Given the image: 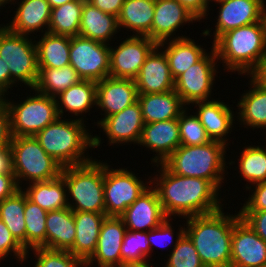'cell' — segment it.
<instances>
[{
    "label": "cell",
    "instance_id": "cell-17",
    "mask_svg": "<svg viewBox=\"0 0 266 267\" xmlns=\"http://www.w3.org/2000/svg\"><path fill=\"white\" fill-rule=\"evenodd\" d=\"M126 231L120 217H106L101 225L96 250L85 262V267H91L96 260L98 267H121V245Z\"/></svg>",
    "mask_w": 266,
    "mask_h": 267
},
{
    "label": "cell",
    "instance_id": "cell-19",
    "mask_svg": "<svg viewBox=\"0 0 266 267\" xmlns=\"http://www.w3.org/2000/svg\"><path fill=\"white\" fill-rule=\"evenodd\" d=\"M197 19L177 0H155L154 18L151 27V40L164 47L177 29ZM171 36V37H170ZM169 37V39H168Z\"/></svg>",
    "mask_w": 266,
    "mask_h": 267
},
{
    "label": "cell",
    "instance_id": "cell-2",
    "mask_svg": "<svg viewBox=\"0 0 266 267\" xmlns=\"http://www.w3.org/2000/svg\"><path fill=\"white\" fill-rule=\"evenodd\" d=\"M240 213L225 215L223 210L188 217L185 233L189 236L205 267L231 266V239Z\"/></svg>",
    "mask_w": 266,
    "mask_h": 267
},
{
    "label": "cell",
    "instance_id": "cell-4",
    "mask_svg": "<svg viewBox=\"0 0 266 267\" xmlns=\"http://www.w3.org/2000/svg\"><path fill=\"white\" fill-rule=\"evenodd\" d=\"M212 47L217 59L232 72L247 75L266 56V21L229 30L222 34Z\"/></svg>",
    "mask_w": 266,
    "mask_h": 267
},
{
    "label": "cell",
    "instance_id": "cell-23",
    "mask_svg": "<svg viewBox=\"0 0 266 267\" xmlns=\"http://www.w3.org/2000/svg\"><path fill=\"white\" fill-rule=\"evenodd\" d=\"M105 213L74 211L76 236L69 252L86 262L95 252Z\"/></svg>",
    "mask_w": 266,
    "mask_h": 267
},
{
    "label": "cell",
    "instance_id": "cell-48",
    "mask_svg": "<svg viewBox=\"0 0 266 267\" xmlns=\"http://www.w3.org/2000/svg\"><path fill=\"white\" fill-rule=\"evenodd\" d=\"M5 96L0 97V148L9 147L11 143L10 115Z\"/></svg>",
    "mask_w": 266,
    "mask_h": 267
},
{
    "label": "cell",
    "instance_id": "cell-47",
    "mask_svg": "<svg viewBox=\"0 0 266 267\" xmlns=\"http://www.w3.org/2000/svg\"><path fill=\"white\" fill-rule=\"evenodd\" d=\"M266 210V181L256 184L255 191L248 198L240 211Z\"/></svg>",
    "mask_w": 266,
    "mask_h": 267
},
{
    "label": "cell",
    "instance_id": "cell-6",
    "mask_svg": "<svg viewBox=\"0 0 266 267\" xmlns=\"http://www.w3.org/2000/svg\"><path fill=\"white\" fill-rule=\"evenodd\" d=\"M61 175L67 187V197L71 195L70 198L75 201L68 203L72 211L105 213L104 162L92 160L82 165L63 167Z\"/></svg>",
    "mask_w": 266,
    "mask_h": 267
},
{
    "label": "cell",
    "instance_id": "cell-36",
    "mask_svg": "<svg viewBox=\"0 0 266 267\" xmlns=\"http://www.w3.org/2000/svg\"><path fill=\"white\" fill-rule=\"evenodd\" d=\"M84 1L74 0L52 8L48 33L69 37L79 35Z\"/></svg>",
    "mask_w": 266,
    "mask_h": 267
},
{
    "label": "cell",
    "instance_id": "cell-34",
    "mask_svg": "<svg viewBox=\"0 0 266 267\" xmlns=\"http://www.w3.org/2000/svg\"><path fill=\"white\" fill-rule=\"evenodd\" d=\"M251 90L241 96L237 107L239 108L238 119L243 125L253 129H266V89L257 85L252 79Z\"/></svg>",
    "mask_w": 266,
    "mask_h": 267
},
{
    "label": "cell",
    "instance_id": "cell-11",
    "mask_svg": "<svg viewBox=\"0 0 266 267\" xmlns=\"http://www.w3.org/2000/svg\"><path fill=\"white\" fill-rule=\"evenodd\" d=\"M110 44L80 35L70 37V65L82 80L99 82L110 73Z\"/></svg>",
    "mask_w": 266,
    "mask_h": 267
},
{
    "label": "cell",
    "instance_id": "cell-28",
    "mask_svg": "<svg viewBox=\"0 0 266 267\" xmlns=\"http://www.w3.org/2000/svg\"><path fill=\"white\" fill-rule=\"evenodd\" d=\"M117 29H119L117 17L101 11L87 0L84 1L80 20V36L109 44L107 42L118 32Z\"/></svg>",
    "mask_w": 266,
    "mask_h": 267
},
{
    "label": "cell",
    "instance_id": "cell-42",
    "mask_svg": "<svg viewBox=\"0 0 266 267\" xmlns=\"http://www.w3.org/2000/svg\"><path fill=\"white\" fill-rule=\"evenodd\" d=\"M187 115L185 109L178 118L181 145L197 146L211 142L198 116Z\"/></svg>",
    "mask_w": 266,
    "mask_h": 267
},
{
    "label": "cell",
    "instance_id": "cell-51",
    "mask_svg": "<svg viewBox=\"0 0 266 267\" xmlns=\"http://www.w3.org/2000/svg\"><path fill=\"white\" fill-rule=\"evenodd\" d=\"M105 13L118 17L125 0H87Z\"/></svg>",
    "mask_w": 266,
    "mask_h": 267
},
{
    "label": "cell",
    "instance_id": "cell-8",
    "mask_svg": "<svg viewBox=\"0 0 266 267\" xmlns=\"http://www.w3.org/2000/svg\"><path fill=\"white\" fill-rule=\"evenodd\" d=\"M28 37V38H27ZM36 41L0 25V57L8 64L10 86L18 81L34 88L38 78Z\"/></svg>",
    "mask_w": 266,
    "mask_h": 267
},
{
    "label": "cell",
    "instance_id": "cell-55",
    "mask_svg": "<svg viewBox=\"0 0 266 267\" xmlns=\"http://www.w3.org/2000/svg\"><path fill=\"white\" fill-rule=\"evenodd\" d=\"M51 8H56L74 0H47Z\"/></svg>",
    "mask_w": 266,
    "mask_h": 267
},
{
    "label": "cell",
    "instance_id": "cell-30",
    "mask_svg": "<svg viewBox=\"0 0 266 267\" xmlns=\"http://www.w3.org/2000/svg\"><path fill=\"white\" fill-rule=\"evenodd\" d=\"M155 0H125L117 17L119 28H129L135 36L151 39Z\"/></svg>",
    "mask_w": 266,
    "mask_h": 267
},
{
    "label": "cell",
    "instance_id": "cell-3",
    "mask_svg": "<svg viewBox=\"0 0 266 267\" xmlns=\"http://www.w3.org/2000/svg\"><path fill=\"white\" fill-rule=\"evenodd\" d=\"M62 118L58 117L39 131L34 136L36 140L45 152L62 167L82 165L92 161V158L85 157L84 153L88 147L100 146L101 138L92 137L89 134L82 117L76 120L67 119V121Z\"/></svg>",
    "mask_w": 266,
    "mask_h": 267
},
{
    "label": "cell",
    "instance_id": "cell-49",
    "mask_svg": "<svg viewBox=\"0 0 266 267\" xmlns=\"http://www.w3.org/2000/svg\"><path fill=\"white\" fill-rule=\"evenodd\" d=\"M180 4H182L188 12L193 15L197 21L200 19H205L207 12H209V1L208 0H177ZM208 10V11H207Z\"/></svg>",
    "mask_w": 266,
    "mask_h": 267
},
{
    "label": "cell",
    "instance_id": "cell-1",
    "mask_svg": "<svg viewBox=\"0 0 266 267\" xmlns=\"http://www.w3.org/2000/svg\"><path fill=\"white\" fill-rule=\"evenodd\" d=\"M159 165L161 169L159 177H153V180L150 179L147 183H150L148 184L150 186L153 184L167 218L181 215L187 219L222 209L220 199H218L219 190L210 181L176 175L163 163Z\"/></svg>",
    "mask_w": 266,
    "mask_h": 267
},
{
    "label": "cell",
    "instance_id": "cell-56",
    "mask_svg": "<svg viewBox=\"0 0 266 267\" xmlns=\"http://www.w3.org/2000/svg\"><path fill=\"white\" fill-rule=\"evenodd\" d=\"M121 267H152V266L149 265L147 261H145L140 263H127L123 264Z\"/></svg>",
    "mask_w": 266,
    "mask_h": 267
},
{
    "label": "cell",
    "instance_id": "cell-41",
    "mask_svg": "<svg viewBox=\"0 0 266 267\" xmlns=\"http://www.w3.org/2000/svg\"><path fill=\"white\" fill-rule=\"evenodd\" d=\"M150 245L147 241V231L127 230L121 245V266L127 263L148 261Z\"/></svg>",
    "mask_w": 266,
    "mask_h": 267
},
{
    "label": "cell",
    "instance_id": "cell-38",
    "mask_svg": "<svg viewBox=\"0 0 266 267\" xmlns=\"http://www.w3.org/2000/svg\"><path fill=\"white\" fill-rule=\"evenodd\" d=\"M47 211L30 201L25 194L24 219L26 225V251L36 247L46 248Z\"/></svg>",
    "mask_w": 266,
    "mask_h": 267
},
{
    "label": "cell",
    "instance_id": "cell-22",
    "mask_svg": "<svg viewBox=\"0 0 266 267\" xmlns=\"http://www.w3.org/2000/svg\"><path fill=\"white\" fill-rule=\"evenodd\" d=\"M156 46L147 56L135 79L138 94L166 93L174 90L167 57Z\"/></svg>",
    "mask_w": 266,
    "mask_h": 267
},
{
    "label": "cell",
    "instance_id": "cell-29",
    "mask_svg": "<svg viewBox=\"0 0 266 267\" xmlns=\"http://www.w3.org/2000/svg\"><path fill=\"white\" fill-rule=\"evenodd\" d=\"M168 41L167 45H169L165 46L163 52L167 57L170 73L174 80L207 54L200 45H196L194 40L186 36L174 37Z\"/></svg>",
    "mask_w": 266,
    "mask_h": 267
},
{
    "label": "cell",
    "instance_id": "cell-32",
    "mask_svg": "<svg viewBox=\"0 0 266 267\" xmlns=\"http://www.w3.org/2000/svg\"><path fill=\"white\" fill-rule=\"evenodd\" d=\"M96 95L97 82L81 80L70 86L56 96L58 100L60 99L56 101L59 117L63 116L64 109L72 114L74 113L76 116L90 111L89 109L96 105Z\"/></svg>",
    "mask_w": 266,
    "mask_h": 267
},
{
    "label": "cell",
    "instance_id": "cell-25",
    "mask_svg": "<svg viewBox=\"0 0 266 267\" xmlns=\"http://www.w3.org/2000/svg\"><path fill=\"white\" fill-rule=\"evenodd\" d=\"M137 101L145 124L177 119L186 109L175 90L166 93L138 94Z\"/></svg>",
    "mask_w": 266,
    "mask_h": 267
},
{
    "label": "cell",
    "instance_id": "cell-58",
    "mask_svg": "<svg viewBox=\"0 0 266 267\" xmlns=\"http://www.w3.org/2000/svg\"><path fill=\"white\" fill-rule=\"evenodd\" d=\"M264 18H265V21H266V7L264 8Z\"/></svg>",
    "mask_w": 266,
    "mask_h": 267
},
{
    "label": "cell",
    "instance_id": "cell-9",
    "mask_svg": "<svg viewBox=\"0 0 266 267\" xmlns=\"http://www.w3.org/2000/svg\"><path fill=\"white\" fill-rule=\"evenodd\" d=\"M35 94L37 96L26 97L27 99L20 104L5 99L10 115L12 137L35 136L59 117L57 98L38 91H35Z\"/></svg>",
    "mask_w": 266,
    "mask_h": 267
},
{
    "label": "cell",
    "instance_id": "cell-44",
    "mask_svg": "<svg viewBox=\"0 0 266 267\" xmlns=\"http://www.w3.org/2000/svg\"><path fill=\"white\" fill-rule=\"evenodd\" d=\"M11 252L16 258L23 262L27 256V251L11 234L10 230L0 219V261L6 258Z\"/></svg>",
    "mask_w": 266,
    "mask_h": 267
},
{
    "label": "cell",
    "instance_id": "cell-18",
    "mask_svg": "<svg viewBox=\"0 0 266 267\" xmlns=\"http://www.w3.org/2000/svg\"><path fill=\"white\" fill-rule=\"evenodd\" d=\"M127 230L144 232L157 228L167 217L153 186L144 191L120 216Z\"/></svg>",
    "mask_w": 266,
    "mask_h": 267
},
{
    "label": "cell",
    "instance_id": "cell-52",
    "mask_svg": "<svg viewBox=\"0 0 266 267\" xmlns=\"http://www.w3.org/2000/svg\"><path fill=\"white\" fill-rule=\"evenodd\" d=\"M248 75L257 85L266 89V56Z\"/></svg>",
    "mask_w": 266,
    "mask_h": 267
},
{
    "label": "cell",
    "instance_id": "cell-46",
    "mask_svg": "<svg viewBox=\"0 0 266 267\" xmlns=\"http://www.w3.org/2000/svg\"><path fill=\"white\" fill-rule=\"evenodd\" d=\"M241 218L266 242V210L239 211Z\"/></svg>",
    "mask_w": 266,
    "mask_h": 267
},
{
    "label": "cell",
    "instance_id": "cell-15",
    "mask_svg": "<svg viewBox=\"0 0 266 267\" xmlns=\"http://www.w3.org/2000/svg\"><path fill=\"white\" fill-rule=\"evenodd\" d=\"M219 15L213 43L225 32L259 22L264 18V0H215Z\"/></svg>",
    "mask_w": 266,
    "mask_h": 267
},
{
    "label": "cell",
    "instance_id": "cell-5",
    "mask_svg": "<svg viewBox=\"0 0 266 267\" xmlns=\"http://www.w3.org/2000/svg\"><path fill=\"white\" fill-rule=\"evenodd\" d=\"M226 147L217 141L197 146L180 145L163 164L176 175L203 178L219 190L225 174Z\"/></svg>",
    "mask_w": 266,
    "mask_h": 267
},
{
    "label": "cell",
    "instance_id": "cell-57",
    "mask_svg": "<svg viewBox=\"0 0 266 267\" xmlns=\"http://www.w3.org/2000/svg\"><path fill=\"white\" fill-rule=\"evenodd\" d=\"M12 1H15V0H0V8L1 6L3 7V5L5 6V4L12 2Z\"/></svg>",
    "mask_w": 266,
    "mask_h": 267
},
{
    "label": "cell",
    "instance_id": "cell-53",
    "mask_svg": "<svg viewBox=\"0 0 266 267\" xmlns=\"http://www.w3.org/2000/svg\"><path fill=\"white\" fill-rule=\"evenodd\" d=\"M1 173L14 174L10 146L0 148V174Z\"/></svg>",
    "mask_w": 266,
    "mask_h": 267
},
{
    "label": "cell",
    "instance_id": "cell-7",
    "mask_svg": "<svg viewBox=\"0 0 266 267\" xmlns=\"http://www.w3.org/2000/svg\"><path fill=\"white\" fill-rule=\"evenodd\" d=\"M10 149L13 172L20 189L22 178L33 183L52 180L61 174L63 167L45 152L34 136L12 137Z\"/></svg>",
    "mask_w": 266,
    "mask_h": 267
},
{
    "label": "cell",
    "instance_id": "cell-39",
    "mask_svg": "<svg viewBox=\"0 0 266 267\" xmlns=\"http://www.w3.org/2000/svg\"><path fill=\"white\" fill-rule=\"evenodd\" d=\"M238 160V169L245 181L253 185L266 181V149L260 146L245 147Z\"/></svg>",
    "mask_w": 266,
    "mask_h": 267
},
{
    "label": "cell",
    "instance_id": "cell-37",
    "mask_svg": "<svg viewBox=\"0 0 266 267\" xmlns=\"http://www.w3.org/2000/svg\"><path fill=\"white\" fill-rule=\"evenodd\" d=\"M25 193L22 188L0 202V219L26 250V225L24 219Z\"/></svg>",
    "mask_w": 266,
    "mask_h": 267
},
{
    "label": "cell",
    "instance_id": "cell-20",
    "mask_svg": "<svg viewBox=\"0 0 266 267\" xmlns=\"http://www.w3.org/2000/svg\"><path fill=\"white\" fill-rule=\"evenodd\" d=\"M138 144L158 153L152 162L159 167L181 145L178 118L144 124Z\"/></svg>",
    "mask_w": 266,
    "mask_h": 267
},
{
    "label": "cell",
    "instance_id": "cell-45",
    "mask_svg": "<svg viewBox=\"0 0 266 267\" xmlns=\"http://www.w3.org/2000/svg\"><path fill=\"white\" fill-rule=\"evenodd\" d=\"M169 221H170L169 218L168 219L166 218L157 228H154V229L147 232V241L149 242L150 250L153 251V249H152L153 244L154 245L157 244L158 246L161 247L165 243H166V245H168L170 242L172 243V241H173L172 238H173L174 233H173V230L171 227L172 225H171V223H169ZM162 238H164V240L166 239L167 242L164 243ZM160 239L162 241H160ZM160 242H163V244Z\"/></svg>",
    "mask_w": 266,
    "mask_h": 267
},
{
    "label": "cell",
    "instance_id": "cell-43",
    "mask_svg": "<svg viewBox=\"0 0 266 267\" xmlns=\"http://www.w3.org/2000/svg\"><path fill=\"white\" fill-rule=\"evenodd\" d=\"M37 259L34 267H85V262L69 251L51 250L42 247L31 249ZM38 256V257H37Z\"/></svg>",
    "mask_w": 266,
    "mask_h": 267
},
{
    "label": "cell",
    "instance_id": "cell-27",
    "mask_svg": "<svg viewBox=\"0 0 266 267\" xmlns=\"http://www.w3.org/2000/svg\"><path fill=\"white\" fill-rule=\"evenodd\" d=\"M74 211L69 207L49 211L46 215V248L69 251L74 244Z\"/></svg>",
    "mask_w": 266,
    "mask_h": 267
},
{
    "label": "cell",
    "instance_id": "cell-14",
    "mask_svg": "<svg viewBox=\"0 0 266 267\" xmlns=\"http://www.w3.org/2000/svg\"><path fill=\"white\" fill-rule=\"evenodd\" d=\"M266 266V242L240 218L233 226L230 267Z\"/></svg>",
    "mask_w": 266,
    "mask_h": 267
},
{
    "label": "cell",
    "instance_id": "cell-40",
    "mask_svg": "<svg viewBox=\"0 0 266 267\" xmlns=\"http://www.w3.org/2000/svg\"><path fill=\"white\" fill-rule=\"evenodd\" d=\"M178 236V237H177ZM165 267H205L189 236L181 227Z\"/></svg>",
    "mask_w": 266,
    "mask_h": 267
},
{
    "label": "cell",
    "instance_id": "cell-26",
    "mask_svg": "<svg viewBox=\"0 0 266 267\" xmlns=\"http://www.w3.org/2000/svg\"><path fill=\"white\" fill-rule=\"evenodd\" d=\"M18 6L11 23L6 25L10 31L28 36L46 27L48 33L52 8L47 0H22Z\"/></svg>",
    "mask_w": 266,
    "mask_h": 267
},
{
    "label": "cell",
    "instance_id": "cell-21",
    "mask_svg": "<svg viewBox=\"0 0 266 267\" xmlns=\"http://www.w3.org/2000/svg\"><path fill=\"white\" fill-rule=\"evenodd\" d=\"M138 92L133 79L106 77L97 82L96 105L105 117L116 114L137 101Z\"/></svg>",
    "mask_w": 266,
    "mask_h": 267
},
{
    "label": "cell",
    "instance_id": "cell-13",
    "mask_svg": "<svg viewBox=\"0 0 266 267\" xmlns=\"http://www.w3.org/2000/svg\"><path fill=\"white\" fill-rule=\"evenodd\" d=\"M157 44L134 34L114 49L110 47V77L135 80L147 56Z\"/></svg>",
    "mask_w": 266,
    "mask_h": 267
},
{
    "label": "cell",
    "instance_id": "cell-10",
    "mask_svg": "<svg viewBox=\"0 0 266 267\" xmlns=\"http://www.w3.org/2000/svg\"><path fill=\"white\" fill-rule=\"evenodd\" d=\"M104 163V202L107 217H120L149 187L127 168L113 169Z\"/></svg>",
    "mask_w": 266,
    "mask_h": 267
},
{
    "label": "cell",
    "instance_id": "cell-31",
    "mask_svg": "<svg viewBox=\"0 0 266 267\" xmlns=\"http://www.w3.org/2000/svg\"><path fill=\"white\" fill-rule=\"evenodd\" d=\"M67 188L63 176L57 178L33 182L26 191H23L27 198L39 205L45 211L59 210L68 207Z\"/></svg>",
    "mask_w": 266,
    "mask_h": 267
},
{
    "label": "cell",
    "instance_id": "cell-24",
    "mask_svg": "<svg viewBox=\"0 0 266 267\" xmlns=\"http://www.w3.org/2000/svg\"><path fill=\"white\" fill-rule=\"evenodd\" d=\"M198 106L196 115L205 128L211 141L221 142L225 145L228 140L224 137L230 132L233 125L234 114L229 105L218 100L195 102ZM225 139V140H224Z\"/></svg>",
    "mask_w": 266,
    "mask_h": 267
},
{
    "label": "cell",
    "instance_id": "cell-54",
    "mask_svg": "<svg viewBox=\"0 0 266 267\" xmlns=\"http://www.w3.org/2000/svg\"><path fill=\"white\" fill-rule=\"evenodd\" d=\"M10 87V70L8 64L0 57V97H3Z\"/></svg>",
    "mask_w": 266,
    "mask_h": 267
},
{
    "label": "cell",
    "instance_id": "cell-12",
    "mask_svg": "<svg viewBox=\"0 0 266 267\" xmlns=\"http://www.w3.org/2000/svg\"><path fill=\"white\" fill-rule=\"evenodd\" d=\"M215 60L218 59L216 51L212 47L210 55L206 54L174 80V90L185 105L209 99L217 72Z\"/></svg>",
    "mask_w": 266,
    "mask_h": 267
},
{
    "label": "cell",
    "instance_id": "cell-16",
    "mask_svg": "<svg viewBox=\"0 0 266 267\" xmlns=\"http://www.w3.org/2000/svg\"><path fill=\"white\" fill-rule=\"evenodd\" d=\"M144 124L138 101L116 114L104 117L97 123L107 135L110 145L139 143Z\"/></svg>",
    "mask_w": 266,
    "mask_h": 267
},
{
    "label": "cell",
    "instance_id": "cell-33",
    "mask_svg": "<svg viewBox=\"0 0 266 267\" xmlns=\"http://www.w3.org/2000/svg\"><path fill=\"white\" fill-rule=\"evenodd\" d=\"M38 68H61L70 65V37L44 33L35 43Z\"/></svg>",
    "mask_w": 266,
    "mask_h": 267
},
{
    "label": "cell",
    "instance_id": "cell-50",
    "mask_svg": "<svg viewBox=\"0 0 266 267\" xmlns=\"http://www.w3.org/2000/svg\"><path fill=\"white\" fill-rule=\"evenodd\" d=\"M18 190H20V187L14 174H0V202L14 195Z\"/></svg>",
    "mask_w": 266,
    "mask_h": 267
},
{
    "label": "cell",
    "instance_id": "cell-35",
    "mask_svg": "<svg viewBox=\"0 0 266 267\" xmlns=\"http://www.w3.org/2000/svg\"><path fill=\"white\" fill-rule=\"evenodd\" d=\"M37 82L32 90L55 97L82 79L76 70L67 65L61 68H38Z\"/></svg>",
    "mask_w": 266,
    "mask_h": 267
}]
</instances>
